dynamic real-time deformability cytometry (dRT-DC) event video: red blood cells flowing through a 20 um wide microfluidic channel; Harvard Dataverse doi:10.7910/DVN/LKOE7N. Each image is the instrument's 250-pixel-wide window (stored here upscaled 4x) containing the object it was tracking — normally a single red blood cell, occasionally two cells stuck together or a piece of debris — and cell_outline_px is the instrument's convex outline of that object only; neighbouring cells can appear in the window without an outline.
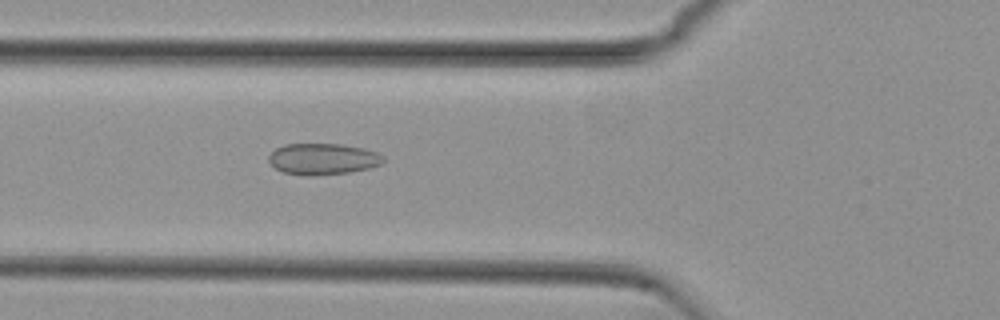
{"species": "common noctule bat (a hibernating species)", "species_latin": "Nyctalus noctula", "temperature_condition": "cold", "stored_images_in_passage": 43, "camera_frame_rate_fps": 3000, "um_per_image_px": 0.085, "animal": {"sex": "female", "body_mass_g": 29.2, "forearm_length_mm": 56.3}, "frame": {"image": 1, "passage_image": 8, "time_ms": 2.333, "image_size_px": [1000, 320], "cell_outline_px": [[384, 160], [380, 164], [368, 168], [348, 172], [312, 176], [308, 176], [284, 172], [276, 168], [268, 160], [268, 156], [276, 148], [284, 144], [340, 144], [364, 148], [376, 152], [384, 156]], "centroid_in_image_um": [27.43, 13.51], "position_along_channel_um": 98.4, "area_um2": 20.75}}
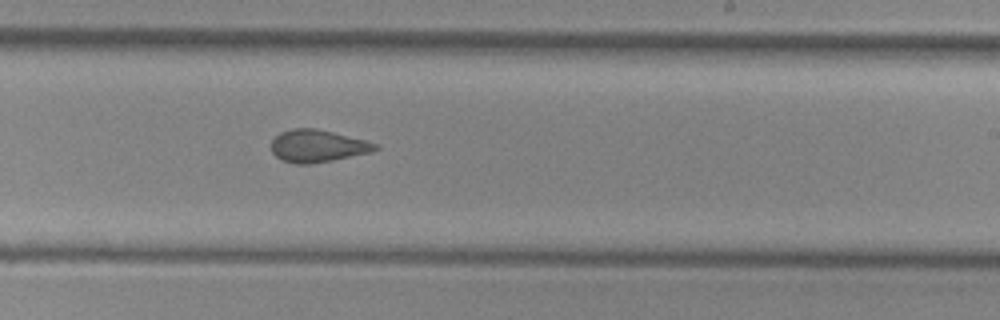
{"frame": {"image": 2, "passage_image": 21, "time_ms": 6.667, "image_size_px": [1000, 320], "cell_outline_px": [[380, 148], [372, 152], [312, 164], [296, 164], [280, 160], [272, 152], [272, 140], [280, 132], [292, 128], [316, 128], [380, 144]], "centroid_in_image_um": [26.99, 12.41], "position_along_channel_um": 262.0, "area_um2": 19.65}}
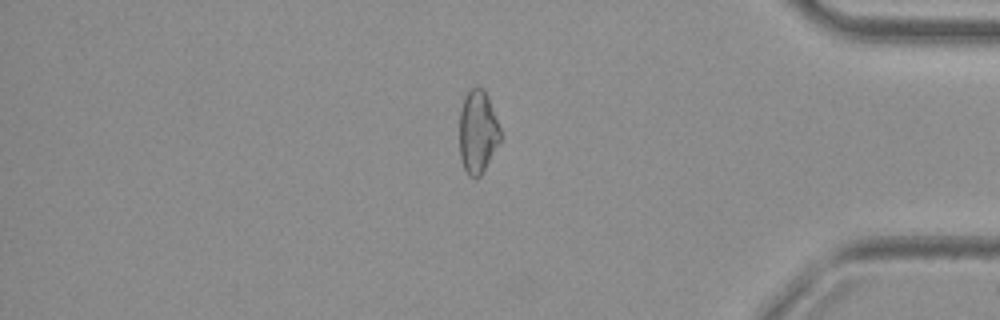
{"frame": {"image": 3, "passage_image": 34, "time_ms": 11.0, "image_size_px": [1000, 320], "cell_outline_px": [[500, 140], [480, 176], [468, 176], [464, 168], [460, 156], [460, 112], [464, 96], [476, 84], [484, 88], [488, 96], [500, 128]], "centroid_in_image_um": [40.6, 11.15], "position_along_channel_um": 394.6, "area_um2": 19.59}, "authors_computed_cell_mechanics": {"area_um2": 20.2878, "velocity_mm_per_s": 3.77, "shape_relaxation_time_tau1_ms": null, "shape_relaxation_time_tau2_ms": 1.6547, "deformation_change_tau1": null, "deformation_change_tau2": 0.0927}}